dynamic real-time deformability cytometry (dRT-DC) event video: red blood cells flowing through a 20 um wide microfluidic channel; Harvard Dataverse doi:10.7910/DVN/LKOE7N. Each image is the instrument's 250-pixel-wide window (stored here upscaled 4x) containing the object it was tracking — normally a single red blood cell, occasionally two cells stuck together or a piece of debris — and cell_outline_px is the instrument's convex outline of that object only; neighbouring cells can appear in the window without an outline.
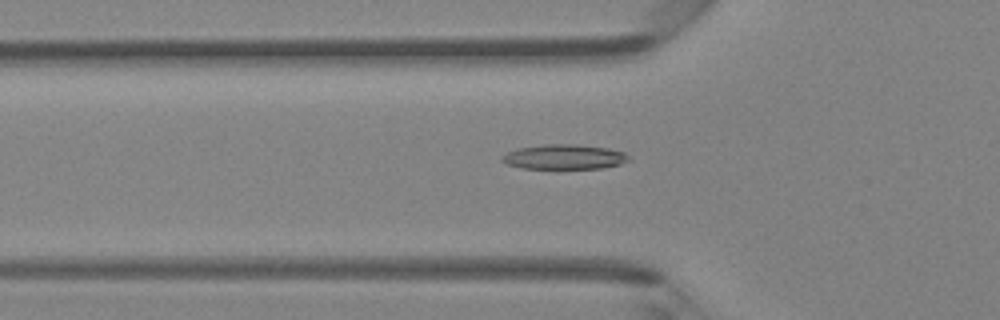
{"species": "Egyptian fruit bat (a non-hibernating species)", "species_latin": "Rousettus aegyptiacus", "temperature_condition": "room temperature", "stored_images_in_passage": 47, "camera_frame_rate_fps": 3000, "um_per_image_px": 0.085, "animal": {"sex": "female"}, "frame": {"image": 1, "passage_image": 16, "time_ms": 5.0, "image_size_px": [1000, 320], "cell_outline_px": [[632, 160], [620, 164], [600, 168], [520, 168], [508, 164], [500, 160], [500, 156], [508, 152], [520, 148], [544, 144], [576, 144], [608, 148], [624, 152]], "centroid_in_image_um": [47.97, 13.33], "position_along_channel_um": 77.8, "area_um2": 18.26}}
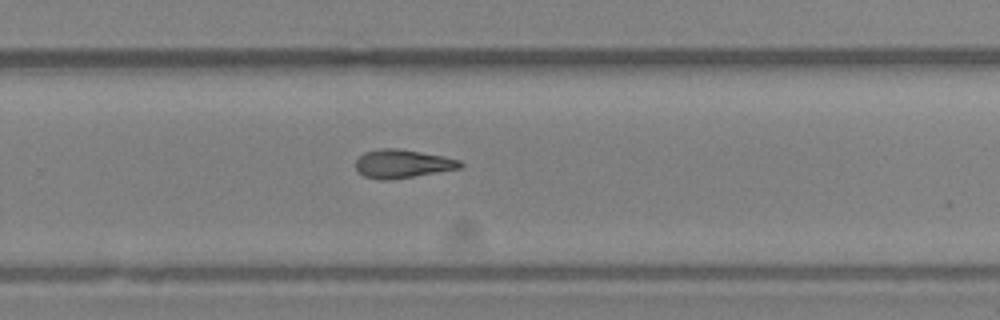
{"frame": {"image": 2, "passage_image": 31, "time_ms": 10.0, "image_size_px": [1000, 320], "cell_outline_px": [[464, 164], [460, 168], [392, 180], [380, 180], [364, 176], [356, 168], [356, 160], [364, 152], [380, 148], [396, 148], [444, 156], [460, 160]], "centroid_in_image_um": [34.2, 13.92], "position_along_channel_um": 295.6, "area_um2": 17.28}}
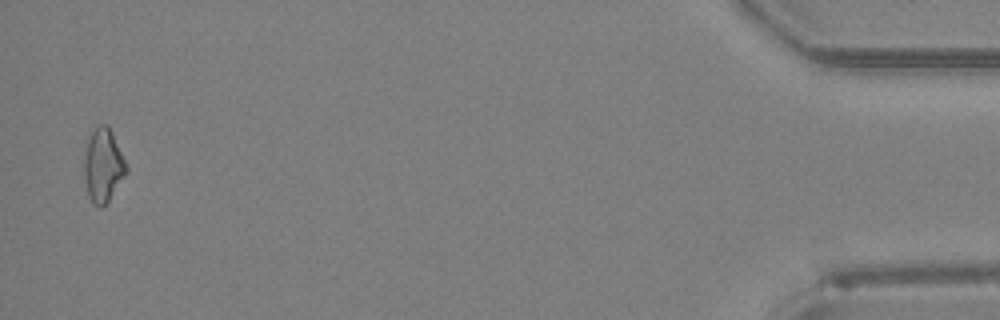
{"frame": {"image": 3, "passage_image": 46, "time_ms": 15.0, "image_size_px": [1000, 320], "cell_outline_px": [[128, 172], [108, 200], [100, 208], [92, 204], [88, 196], [84, 180], [84, 160], [88, 140], [96, 124], [108, 124], [112, 132], [128, 168]], "centroid_in_image_um": [8.76, 14.06], "position_along_channel_um": 426.4, "area_um2": 18.03}, "authors_computed_cell_mechanics": {"area_um2": 17.34, "velocity_mm_per_s": 4.3663, "shape_relaxation_time_tau1_ms": 9.3827, "shape_relaxation_time_tau2_ms": null, "deformation_change_tau1": 0.2088, "deformation_change_tau2": null}}